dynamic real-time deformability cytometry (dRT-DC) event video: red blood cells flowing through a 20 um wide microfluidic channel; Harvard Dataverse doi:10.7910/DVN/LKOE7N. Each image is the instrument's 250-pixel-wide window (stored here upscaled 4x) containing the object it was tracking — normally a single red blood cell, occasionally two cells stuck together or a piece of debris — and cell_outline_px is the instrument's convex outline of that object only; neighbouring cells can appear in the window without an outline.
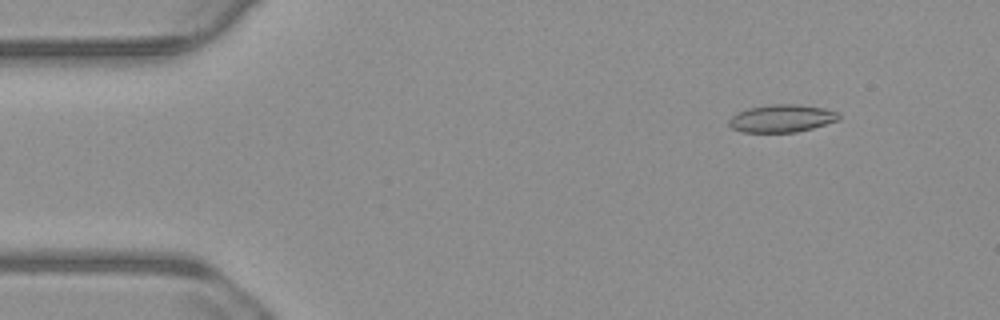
{"species": "common noctule bat (a hibernating species)", "species_latin": "Nyctalus noctula", "temperature_condition": "warm", "stored_images_in_passage": 55, "camera_frame_rate_fps": 3000, "um_per_image_px": 0.085, "animal": {"sex": "male", "body_mass_g": 23.1, "forearm_length_mm": 52.7}, "frame": {"image": 1, "passage_image": 6, "time_ms": 1.667, "image_size_px": [1000, 320], "cell_outline_px": [[840, 120], [812, 128], [796, 132], [740, 132], [732, 128], [728, 124], [728, 120], [732, 116], [748, 108], [776, 104], [796, 104], [824, 108], [836, 112], [840, 116]], "centroid_in_image_um": [66.45, 10.07], "position_along_channel_um": 18.6, "area_um2": 17.57}}
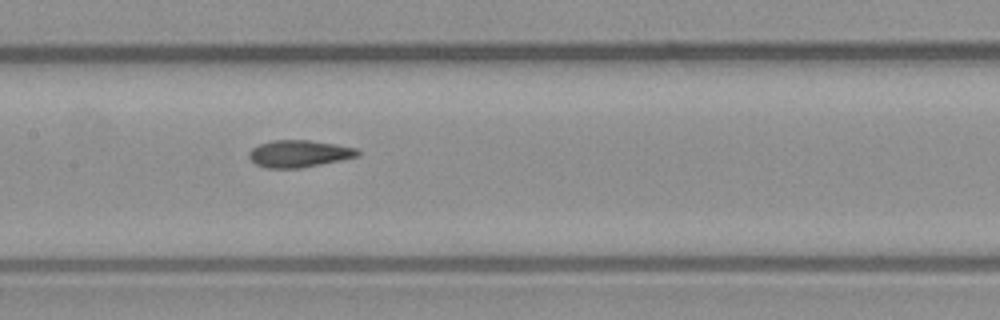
{"frame": {"image": 2, "passage_image": 26, "time_ms": 8.333, "image_size_px": [1000, 320], "cell_outline_px": [[360, 156], [300, 168], [264, 168], [256, 164], [248, 156], [248, 152], [252, 148], [260, 144], [272, 140], [308, 140], [336, 144], [356, 148], [360, 152]], "centroid_in_image_um": [25.41, 13.06], "position_along_channel_um": 182.0, "area_um2": 17.11}}
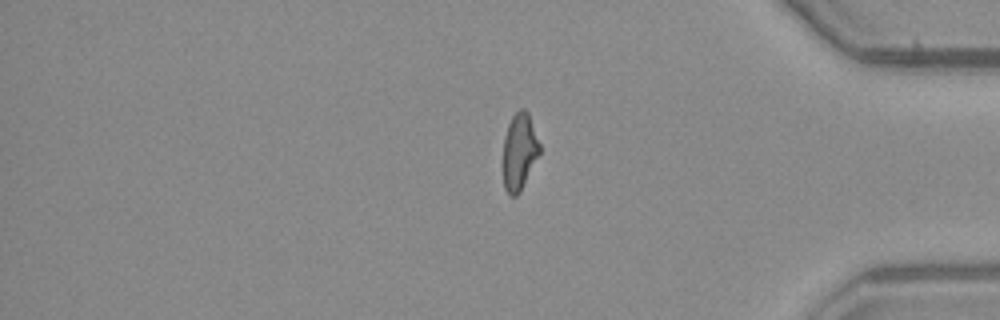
{"frame": {"image": 3, "passage_image": 45, "time_ms": 14.667, "image_size_px": [1000, 320], "cell_outline_px": [[540, 152], [520, 192], [516, 196], [508, 196], [504, 188], [504, 136], [508, 124], [512, 116], [520, 108], [524, 108], [528, 112], [540, 144]], "centroid_in_image_um": [44.15, 12.88], "position_along_channel_um": 391.1, "area_um2": 16.24}, "authors_computed_cell_mechanics": {"area_um2": 17.1088, "velocity_mm_per_s": 3.7421, "shape_relaxation_time_tau1_ms": 8.6327, "shape_relaxation_time_tau2_ms": 2.9441, "deformation_change_tau1": 0.197, "deformation_change_tau2": 0.0931}}